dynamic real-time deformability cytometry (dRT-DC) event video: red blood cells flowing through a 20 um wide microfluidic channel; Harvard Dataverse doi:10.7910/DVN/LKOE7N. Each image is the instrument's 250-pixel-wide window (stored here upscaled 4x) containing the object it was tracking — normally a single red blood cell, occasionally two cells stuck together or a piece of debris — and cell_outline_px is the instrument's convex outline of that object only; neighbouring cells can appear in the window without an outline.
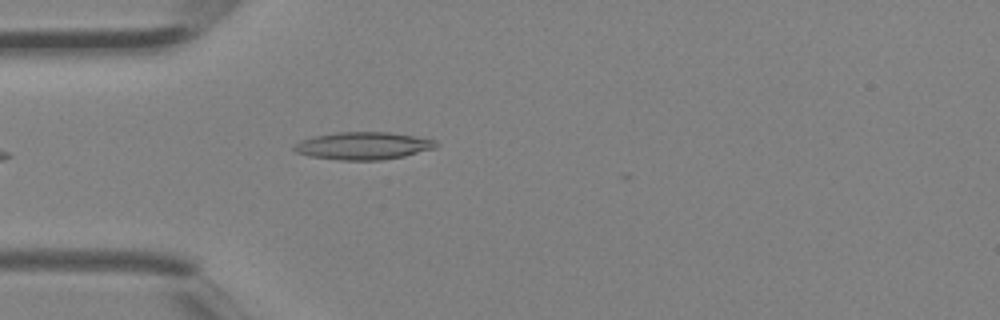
{"species": "Egyptian fruit bat (a non-hibernating species)", "species_latin": "Rousettus aegyptiacus", "temperature_condition": "room temperature", "stored_images_in_passage": 4, "camera_frame_rate_fps": 3000, "um_per_image_px": 0.085, "animal": {"sex": "female"}, "frame": {"image": 1, "passage_image": 4, "time_ms": 1.0, "image_size_px": [1000, 320], "cell_outline_px": [[440, 144], [436, 148], [404, 156], [380, 160], [340, 160], [308, 156], [296, 152], [292, 148], [300, 140], [316, 136], [336, 132], [392, 132], [416, 136], [436, 140]], "centroid_in_image_um": [30.91, 12.39], "position_along_channel_um": 54.1, "area_um2": 22.89}}